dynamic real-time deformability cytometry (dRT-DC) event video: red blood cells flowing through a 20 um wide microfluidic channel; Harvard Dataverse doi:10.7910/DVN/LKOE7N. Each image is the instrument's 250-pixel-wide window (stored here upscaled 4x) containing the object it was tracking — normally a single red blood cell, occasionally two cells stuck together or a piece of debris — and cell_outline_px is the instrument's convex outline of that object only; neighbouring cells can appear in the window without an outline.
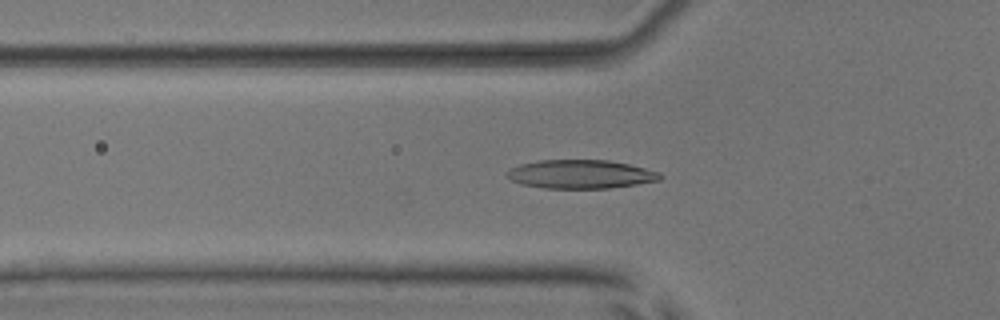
{"species": "common noctule bat (a hibernating species)", "species_latin": "Nyctalus noctula", "temperature_condition": "room temperature", "stored_images_in_passage": 54, "camera_frame_rate_fps": 3000, "um_per_image_px": 0.085, "animal": {"sex": "male", "body_mass_g": 17.9, "forearm_length_mm": 54.2}, "frame": {"image": 1, "passage_image": 19, "time_ms": 6.0, "image_size_px": [1000, 320], "cell_outline_px": [[664, 176], [660, 180], [636, 184], [608, 188], [544, 188], [520, 184], [504, 176], [512, 168], [520, 164], [540, 160], [608, 160], [628, 164], [660, 172]], "centroid_in_image_um": [49.35, 14.81], "position_along_channel_um": 76.4, "area_um2": 25.49}}
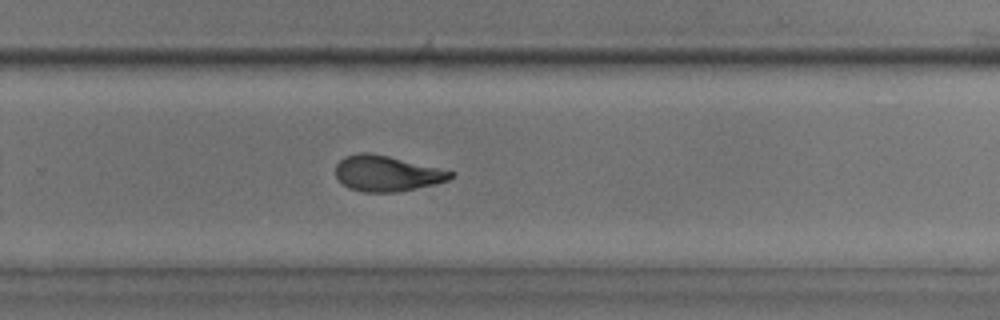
{"frame": {"image": 2, "passage_image": 36, "time_ms": 11.667, "image_size_px": [1000, 320], "cell_outline_px": [[456, 176], [448, 180], [436, 184], [396, 192], [360, 192], [348, 188], [336, 176], [336, 164], [344, 156], [360, 152], [364, 152], [388, 156], [456, 172]], "centroid_in_image_um": [32.89, 14.75], "position_along_channel_um": 296.9, "area_um2": 23.87}}
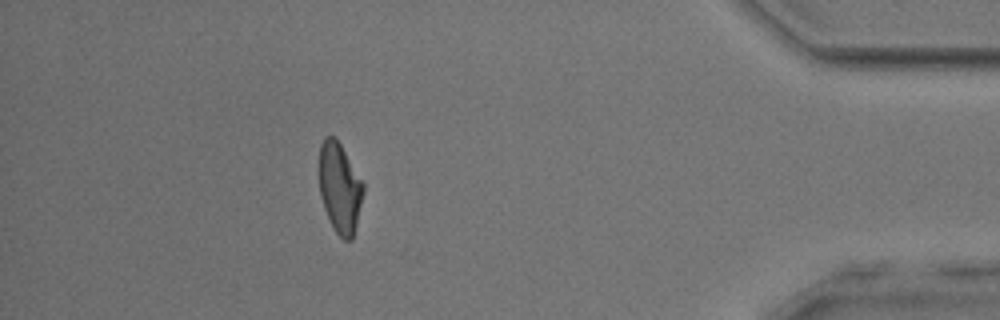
{"frame": {"image": 3, "passage_image": 48, "time_ms": 15.667, "image_size_px": [1000, 320], "cell_outline_px": [[364, 192], [352, 240], [344, 240], [336, 232], [324, 208], [320, 196], [316, 172], [320, 144], [324, 136], [332, 136], [340, 144], [364, 184]], "centroid_in_image_um": [28.82, 15.92], "position_along_channel_um": 406.4, "area_um2": 23.47}}